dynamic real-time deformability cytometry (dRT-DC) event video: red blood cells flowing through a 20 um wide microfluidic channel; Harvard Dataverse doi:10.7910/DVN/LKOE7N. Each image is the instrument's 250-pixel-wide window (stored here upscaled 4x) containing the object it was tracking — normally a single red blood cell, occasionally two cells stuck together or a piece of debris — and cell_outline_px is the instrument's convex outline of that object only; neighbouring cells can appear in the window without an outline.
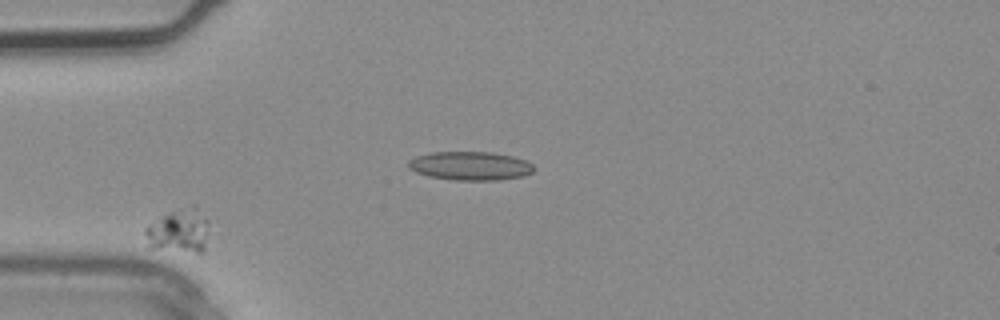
{"species": "common noctule bat (a hibernating species)", "species_latin": "Nyctalus noctula", "temperature_condition": "warm", "stored_images_in_passage": 4, "camera_frame_rate_fps": 3000, "um_per_image_px": 0.085, "animal": {"sex": "male", "body_mass_g": 20.4}, "frame": {"image": 1, "passage_image": 3, "time_ms": 0.667, "image_size_px": [1000, 320], "cell_outline_px": [[208, 232], [204, 252], [196, 252], [148, 248], [144, 232], [144, 228], [164, 216], [180, 208], [196, 208], [208, 220]], "centroid_in_image_um": [15.2, 19.68], "position_along_channel_um": 69.8, "area_um2": 16.01}}